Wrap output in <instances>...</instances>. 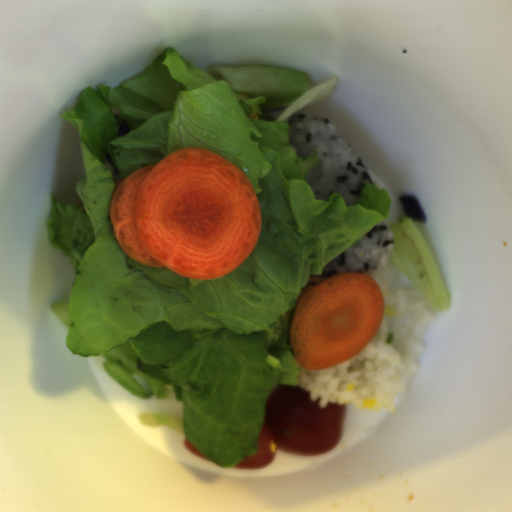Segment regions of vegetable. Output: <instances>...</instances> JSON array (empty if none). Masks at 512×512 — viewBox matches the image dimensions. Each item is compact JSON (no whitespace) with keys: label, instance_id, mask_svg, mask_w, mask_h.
I'll return each instance as SVG.
<instances>
[{"label":"vegetable","instance_id":"1","mask_svg":"<svg viewBox=\"0 0 512 512\" xmlns=\"http://www.w3.org/2000/svg\"><path fill=\"white\" fill-rule=\"evenodd\" d=\"M339 79L311 87L304 72L222 65L204 72L174 46L116 88L87 87L61 115L79 132L82 207L57 201L48 243L70 258L69 299L51 304L65 346L103 356L125 391L181 403L182 415L141 413L169 426L212 463L235 468L258 451L271 392L298 386L290 339L295 305L310 276L388 219L387 189L365 182L355 204L317 199L304 178L318 165L298 155L289 121L324 101ZM207 149L235 164L260 203L259 240L217 279L182 278L143 265L120 247L111 223L120 179L174 150Z\"/></svg>","mask_w":512,"mask_h":512},{"label":"vegetable","instance_id":"2","mask_svg":"<svg viewBox=\"0 0 512 512\" xmlns=\"http://www.w3.org/2000/svg\"><path fill=\"white\" fill-rule=\"evenodd\" d=\"M389 227L393 233L389 261L435 312L448 310L450 294L415 222L404 216L398 222L389 223Z\"/></svg>","mask_w":512,"mask_h":512}]
</instances>
